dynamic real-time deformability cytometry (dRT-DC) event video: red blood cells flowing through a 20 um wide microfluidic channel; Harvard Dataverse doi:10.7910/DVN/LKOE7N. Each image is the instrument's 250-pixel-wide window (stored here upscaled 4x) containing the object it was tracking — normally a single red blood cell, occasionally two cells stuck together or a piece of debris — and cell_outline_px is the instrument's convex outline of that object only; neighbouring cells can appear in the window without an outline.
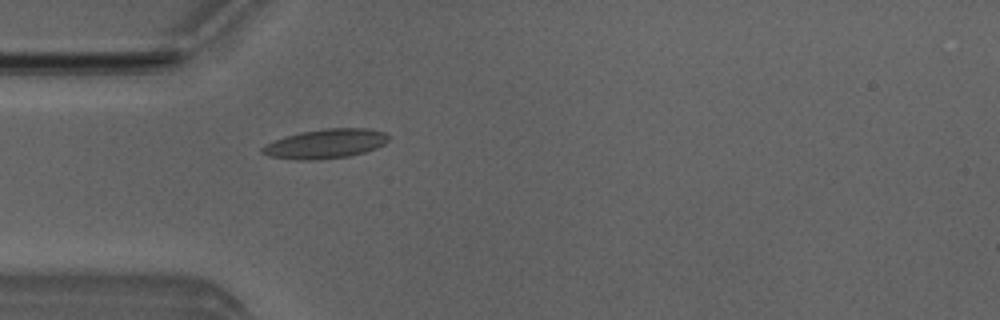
{"species": "Egyptian fruit bat (a non-hibernating species)", "species_latin": "Rousettus aegyptiacus", "temperature_condition": "room temperature", "stored_images_in_passage": 4, "camera_frame_rate_fps": 3000, "um_per_image_px": 0.085, "animal": {"sex": "male"}, "frame": {"image": 1, "passage_image": 4, "time_ms": 3.667, "image_size_px": [1000, 320], "cell_outline_px": [[388, 140], [384, 144], [376, 148], [364, 152], [348, 156], [312, 160], [304, 160], [268, 156], [260, 152], [260, 148], [264, 144], [284, 136], [300, 132], [324, 128], [368, 128], [384, 132], [388, 136]], "centroid_in_image_um": [27.63, 12.21], "position_along_channel_um": 57.4, "area_um2": 21.62}}